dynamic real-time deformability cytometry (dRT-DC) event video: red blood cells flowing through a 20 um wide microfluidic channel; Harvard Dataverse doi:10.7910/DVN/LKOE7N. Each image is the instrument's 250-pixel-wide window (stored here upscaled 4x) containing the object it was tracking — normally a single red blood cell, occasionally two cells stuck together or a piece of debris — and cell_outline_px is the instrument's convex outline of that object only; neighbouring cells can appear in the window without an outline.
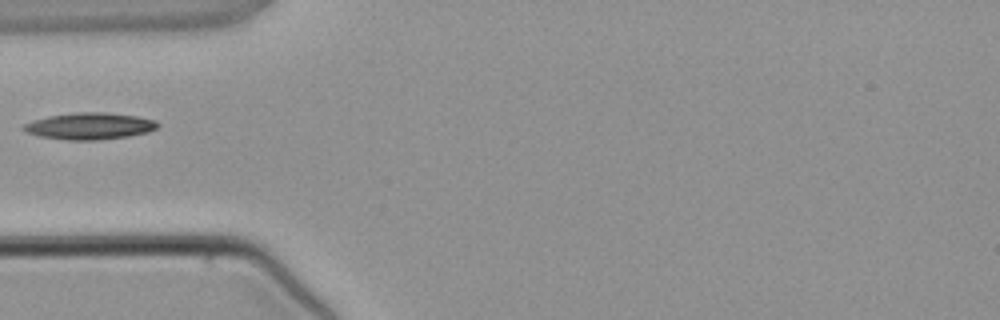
{"species": "common noctule bat (a hibernating species)", "species_latin": "Nyctalus noctula", "temperature_condition": "warm", "stored_images_in_passage": 4, "camera_frame_rate_fps": 3000, "um_per_image_px": 0.085, "animal": {"sex": "male", "body_mass_g": 21.5, "forearm_length_mm": 52.0}, "frame": {"image": 1, "passage_image": 4, "time_ms": 4.0, "image_size_px": [1000, 320], "cell_outline_px": [[160, 124], [156, 128], [148, 132], [128, 136], [100, 140], [68, 140], [40, 136], [28, 132], [20, 128], [24, 124], [32, 120], [48, 116], [80, 112], [104, 112], [136, 116], [156, 120]], "centroid_in_image_um": [7.63, 10.71], "position_along_channel_um": 77.4, "area_um2": 20.81}}